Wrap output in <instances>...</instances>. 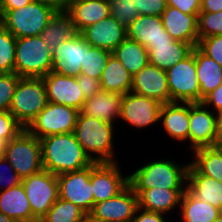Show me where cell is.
I'll return each mask as SVG.
<instances>
[{"label":"cell","mask_w":222,"mask_h":222,"mask_svg":"<svg viewBox=\"0 0 222 222\" xmlns=\"http://www.w3.org/2000/svg\"><path fill=\"white\" fill-rule=\"evenodd\" d=\"M43 170L55 175L84 169L94 162L77 141L74 132L40 139Z\"/></svg>","instance_id":"cell-1"},{"label":"cell","mask_w":222,"mask_h":222,"mask_svg":"<svg viewBox=\"0 0 222 222\" xmlns=\"http://www.w3.org/2000/svg\"><path fill=\"white\" fill-rule=\"evenodd\" d=\"M189 164L166 158L149 161L128 175V185L137 195L151 188L186 189Z\"/></svg>","instance_id":"cell-2"},{"label":"cell","mask_w":222,"mask_h":222,"mask_svg":"<svg viewBox=\"0 0 222 222\" xmlns=\"http://www.w3.org/2000/svg\"><path fill=\"white\" fill-rule=\"evenodd\" d=\"M114 127L113 124L78 113L74 134L93 162H118L114 153Z\"/></svg>","instance_id":"cell-3"},{"label":"cell","mask_w":222,"mask_h":222,"mask_svg":"<svg viewBox=\"0 0 222 222\" xmlns=\"http://www.w3.org/2000/svg\"><path fill=\"white\" fill-rule=\"evenodd\" d=\"M52 51L42 37L16 38L15 73L20 77L42 78L52 70Z\"/></svg>","instance_id":"cell-4"},{"label":"cell","mask_w":222,"mask_h":222,"mask_svg":"<svg viewBox=\"0 0 222 222\" xmlns=\"http://www.w3.org/2000/svg\"><path fill=\"white\" fill-rule=\"evenodd\" d=\"M55 13L53 8L32 1L15 10H0V23L15 38L39 36Z\"/></svg>","instance_id":"cell-5"},{"label":"cell","mask_w":222,"mask_h":222,"mask_svg":"<svg viewBox=\"0 0 222 222\" xmlns=\"http://www.w3.org/2000/svg\"><path fill=\"white\" fill-rule=\"evenodd\" d=\"M3 155L21 179L43 170L40 139L26 129L4 145Z\"/></svg>","instance_id":"cell-6"},{"label":"cell","mask_w":222,"mask_h":222,"mask_svg":"<svg viewBox=\"0 0 222 222\" xmlns=\"http://www.w3.org/2000/svg\"><path fill=\"white\" fill-rule=\"evenodd\" d=\"M47 103L46 87L42 78L20 77L9 112L25 129Z\"/></svg>","instance_id":"cell-7"},{"label":"cell","mask_w":222,"mask_h":222,"mask_svg":"<svg viewBox=\"0 0 222 222\" xmlns=\"http://www.w3.org/2000/svg\"><path fill=\"white\" fill-rule=\"evenodd\" d=\"M170 103H199L200 85L198 82L195 47L192 52L173 67L166 70Z\"/></svg>","instance_id":"cell-8"},{"label":"cell","mask_w":222,"mask_h":222,"mask_svg":"<svg viewBox=\"0 0 222 222\" xmlns=\"http://www.w3.org/2000/svg\"><path fill=\"white\" fill-rule=\"evenodd\" d=\"M21 183L32 209V222H40L59 199L57 175L42 170L22 179Z\"/></svg>","instance_id":"cell-9"},{"label":"cell","mask_w":222,"mask_h":222,"mask_svg":"<svg viewBox=\"0 0 222 222\" xmlns=\"http://www.w3.org/2000/svg\"><path fill=\"white\" fill-rule=\"evenodd\" d=\"M78 113L79 111L73 107L48 102L25 129L38 139L72 133L75 130Z\"/></svg>","instance_id":"cell-10"},{"label":"cell","mask_w":222,"mask_h":222,"mask_svg":"<svg viewBox=\"0 0 222 222\" xmlns=\"http://www.w3.org/2000/svg\"><path fill=\"white\" fill-rule=\"evenodd\" d=\"M91 165L73 172L57 176L59 198L72 202L89 215L94 208Z\"/></svg>","instance_id":"cell-11"},{"label":"cell","mask_w":222,"mask_h":222,"mask_svg":"<svg viewBox=\"0 0 222 222\" xmlns=\"http://www.w3.org/2000/svg\"><path fill=\"white\" fill-rule=\"evenodd\" d=\"M162 103L134 92L124 94L119 120L135 129H145L158 123Z\"/></svg>","instance_id":"cell-12"},{"label":"cell","mask_w":222,"mask_h":222,"mask_svg":"<svg viewBox=\"0 0 222 222\" xmlns=\"http://www.w3.org/2000/svg\"><path fill=\"white\" fill-rule=\"evenodd\" d=\"M138 207V195L128 185L117 196L96 203L88 216L97 222H132Z\"/></svg>","instance_id":"cell-13"},{"label":"cell","mask_w":222,"mask_h":222,"mask_svg":"<svg viewBox=\"0 0 222 222\" xmlns=\"http://www.w3.org/2000/svg\"><path fill=\"white\" fill-rule=\"evenodd\" d=\"M118 162L96 163L91 165V183L96 203L117 196L128 186V175L123 176Z\"/></svg>","instance_id":"cell-14"},{"label":"cell","mask_w":222,"mask_h":222,"mask_svg":"<svg viewBox=\"0 0 222 222\" xmlns=\"http://www.w3.org/2000/svg\"><path fill=\"white\" fill-rule=\"evenodd\" d=\"M189 149L216 146V113L203 102L189 103Z\"/></svg>","instance_id":"cell-15"},{"label":"cell","mask_w":222,"mask_h":222,"mask_svg":"<svg viewBox=\"0 0 222 222\" xmlns=\"http://www.w3.org/2000/svg\"><path fill=\"white\" fill-rule=\"evenodd\" d=\"M85 38L81 33L63 41L54 51H52V70L51 72L60 75L77 77L85 58Z\"/></svg>","instance_id":"cell-16"},{"label":"cell","mask_w":222,"mask_h":222,"mask_svg":"<svg viewBox=\"0 0 222 222\" xmlns=\"http://www.w3.org/2000/svg\"><path fill=\"white\" fill-rule=\"evenodd\" d=\"M42 79L46 87L48 102L70 106L78 111L81 109L85 99L77 77L50 72Z\"/></svg>","instance_id":"cell-17"},{"label":"cell","mask_w":222,"mask_h":222,"mask_svg":"<svg viewBox=\"0 0 222 222\" xmlns=\"http://www.w3.org/2000/svg\"><path fill=\"white\" fill-rule=\"evenodd\" d=\"M131 92L156 99L162 104L170 103L166 71L150 64L144 66L133 76Z\"/></svg>","instance_id":"cell-18"},{"label":"cell","mask_w":222,"mask_h":222,"mask_svg":"<svg viewBox=\"0 0 222 222\" xmlns=\"http://www.w3.org/2000/svg\"><path fill=\"white\" fill-rule=\"evenodd\" d=\"M81 35L92 47L113 52L127 38V28L110 15L85 28Z\"/></svg>","instance_id":"cell-19"},{"label":"cell","mask_w":222,"mask_h":222,"mask_svg":"<svg viewBox=\"0 0 222 222\" xmlns=\"http://www.w3.org/2000/svg\"><path fill=\"white\" fill-rule=\"evenodd\" d=\"M166 32L177 41L198 45V14H184L178 8L166 6L161 15Z\"/></svg>","instance_id":"cell-20"},{"label":"cell","mask_w":222,"mask_h":222,"mask_svg":"<svg viewBox=\"0 0 222 222\" xmlns=\"http://www.w3.org/2000/svg\"><path fill=\"white\" fill-rule=\"evenodd\" d=\"M127 38L148 47L175 41L165 30L161 16L139 15L127 27Z\"/></svg>","instance_id":"cell-21"},{"label":"cell","mask_w":222,"mask_h":222,"mask_svg":"<svg viewBox=\"0 0 222 222\" xmlns=\"http://www.w3.org/2000/svg\"><path fill=\"white\" fill-rule=\"evenodd\" d=\"M123 97L120 93L101 90L83 102L79 113L115 125L120 118Z\"/></svg>","instance_id":"cell-22"},{"label":"cell","mask_w":222,"mask_h":222,"mask_svg":"<svg viewBox=\"0 0 222 222\" xmlns=\"http://www.w3.org/2000/svg\"><path fill=\"white\" fill-rule=\"evenodd\" d=\"M161 125L168 137L177 142H189V103L171 102L163 104L160 110Z\"/></svg>","instance_id":"cell-23"},{"label":"cell","mask_w":222,"mask_h":222,"mask_svg":"<svg viewBox=\"0 0 222 222\" xmlns=\"http://www.w3.org/2000/svg\"><path fill=\"white\" fill-rule=\"evenodd\" d=\"M72 19L75 30L81 33L88 26L111 15L109 0L70 1L66 11Z\"/></svg>","instance_id":"cell-24"},{"label":"cell","mask_w":222,"mask_h":222,"mask_svg":"<svg viewBox=\"0 0 222 222\" xmlns=\"http://www.w3.org/2000/svg\"><path fill=\"white\" fill-rule=\"evenodd\" d=\"M196 198L222 210V182L202 175L191 163L187 171V187Z\"/></svg>","instance_id":"cell-25"},{"label":"cell","mask_w":222,"mask_h":222,"mask_svg":"<svg viewBox=\"0 0 222 222\" xmlns=\"http://www.w3.org/2000/svg\"><path fill=\"white\" fill-rule=\"evenodd\" d=\"M189 43L173 41L161 44H149L147 47L149 64L167 70L186 58L193 50Z\"/></svg>","instance_id":"cell-26"},{"label":"cell","mask_w":222,"mask_h":222,"mask_svg":"<svg viewBox=\"0 0 222 222\" xmlns=\"http://www.w3.org/2000/svg\"><path fill=\"white\" fill-rule=\"evenodd\" d=\"M185 189L151 188L138 195L139 207L164 215L180 207L181 196Z\"/></svg>","instance_id":"cell-27"},{"label":"cell","mask_w":222,"mask_h":222,"mask_svg":"<svg viewBox=\"0 0 222 222\" xmlns=\"http://www.w3.org/2000/svg\"><path fill=\"white\" fill-rule=\"evenodd\" d=\"M0 212L17 222H32V209L22 183L0 191Z\"/></svg>","instance_id":"cell-28"},{"label":"cell","mask_w":222,"mask_h":222,"mask_svg":"<svg viewBox=\"0 0 222 222\" xmlns=\"http://www.w3.org/2000/svg\"><path fill=\"white\" fill-rule=\"evenodd\" d=\"M195 62L200 85V102L222 84V66L195 46Z\"/></svg>","instance_id":"cell-29"},{"label":"cell","mask_w":222,"mask_h":222,"mask_svg":"<svg viewBox=\"0 0 222 222\" xmlns=\"http://www.w3.org/2000/svg\"><path fill=\"white\" fill-rule=\"evenodd\" d=\"M180 208V209H179ZM179 214L182 222H213L222 210L196 198L187 188L181 196Z\"/></svg>","instance_id":"cell-30"},{"label":"cell","mask_w":222,"mask_h":222,"mask_svg":"<svg viewBox=\"0 0 222 222\" xmlns=\"http://www.w3.org/2000/svg\"><path fill=\"white\" fill-rule=\"evenodd\" d=\"M132 79L122 63L111 54L100 77L101 90L124 95L131 91Z\"/></svg>","instance_id":"cell-31"},{"label":"cell","mask_w":222,"mask_h":222,"mask_svg":"<svg viewBox=\"0 0 222 222\" xmlns=\"http://www.w3.org/2000/svg\"><path fill=\"white\" fill-rule=\"evenodd\" d=\"M190 162L202 175L222 182V146L200 147L192 151Z\"/></svg>","instance_id":"cell-32"},{"label":"cell","mask_w":222,"mask_h":222,"mask_svg":"<svg viewBox=\"0 0 222 222\" xmlns=\"http://www.w3.org/2000/svg\"><path fill=\"white\" fill-rule=\"evenodd\" d=\"M112 54L122 63L132 77L149 64L147 48L128 38L124 39Z\"/></svg>","instance_id":"cell-33"},{"label":"cell","mask_w":222,"mask_h":222,"mask_svg":"<svg viewBox=\"0 0 222 222\" xmlns=\"http://www.w3.org/2000/svg\"><path fill=\"white\" fill-rule=\"evenodd\" d=\"M77 34L71 16L67 12H56L41 33L43 41L54 51L63 41Z\"/></svg>","instance_id":"cell-34"},{"label":"cell","mask_w":222,"mask_h":222,"mask_svg":"<svg viewBox=\"0 0 222 222\" xmlns=\"http://www.w3.org/2000/svg\"><path fill=\"white\" fill-rule=\"evenodd\" d=\"M87 216L74 203L59 198L40 222H85Z\"/></svg>","instance_id":"cell-35"},{"label":"cell","mask_w":222,"mask_h":222,"mask_svg":"<svg viewBox=\"0 0 222 222\" xmlns=\"http://www.w3.org/2000/svg\"><path fill=\"white\" fill-rule=\"evenodd\" d=\"M112 52L85 44L84 67L80 74L100 79Z\"/></svg>","instance_id":"cell-36"},{"label":"cell","mask_w":222,"mask_h":222,"mask_svg":"<svg viewBox=\"0 0 222 222\" xmlns=\"http://www.w3.org/2000/svg\"><path fill=\"white\" fill-rule=\"evenodd\" d=\"M16 38L0 23V71L15 72Z\"/></svg>","instance_id":"cell-37"},{"label":"cell","mask_w":222,"mask_h":222,"mask_svg":"<svg viewBox=\"0 0 222 222\" xmlns=\"http://www.w3.org/2000/svg\"><path fill=\"white\" fill-rule=\"evenodd\" d=\"M199 40L210 36L222 35V11L200 12L198 14Z\"/></svg>","instance_id":"cell-38"},{"label":"cell","mask_w":222,"mask_h":222,"mask_svg":"<svg viewBox=\"0 0 222 222\" xmlns=\"http://www.w3.org/2000/svg\"><path fill=\"white\" fill-rule=\"evenodd\" d=\"M109 2L111 16L126 28L139 16L135 0H109Z\"/></svg>","instance_id":"cell-39"},{"label":"cell","mask_w":222,"mask_h":222,"mask_svg":"<svg viewBox=\"0 0 222 222\" xmlns=\"http://www.w3.org/2000/svg\"><path fill=\"white\" fill-rule=\"evenodd\" d=\"M20 76L15 72L0 76V112L9 111Z\"/></svg>","instance_id":"cell-40"},{"label":"cell","mask_w":222,"mask_h":222,"mask_svg":"<svg viewBox=\"0 0 222 222\" xmlns=\"http://www.w3.org/2000/svg\"><path fill=\"white\" fill-rule=\"evenodd\" d=\"M24 127L9 111L0 112V142L4 145L15 138Z\"/></svg>","instance_id":"cell-41"},{"label":"cell","mask_w":222,"mask_h":222,"mask_svg":"<svg viewBox=\"0 0 222 222\" xmlns=\"http://www.w3.org/2000/svg\"><path fill=\"white\" fill-rule=\"evenodd\" d=\"M197 47L222 66V35L200 39Z\"/></svg>","instance_id":"cell-42"},{"label":"cell","mask_w":222,"mask_h":222,"mask_svg":"<svg viewBox=\"0 0 222 222\" xmlns=\"http://www.w3.org/2000/svg\"><path fill=\"white\" fill-rule=\"evenodd\" d=\"M21 182H22V179L15 172L14 168L11 166L9 161L5 158L4 155L1 156L0 157V191L7 190L11 187L17 186Z\"/></svg>","instance_id":"cell-43"},{"label":"cell","mask_w":222,"mask_h":222,"mask_svg":"<svg viewBox=\"0 0 222 222\" xmlns=\"http://www.w3.org/2000/svg\"><path fill=\"white\" fill-rule=\"evenodd\" d=\"M139 15L161 16L166 9V0H135Z\"/></svg>","instance_id":"cell-44"},{"label":"cell","mask_w":222,"mask_h":222,"mask_svg":"<svg viewBox=\"0 0 222 222\" xmlns=\"http://www.w3.org/2000/svg\"><path fill=\"white\" fill-rule=\"evenodd\" d=\"M77 82L84 94L85 100L87 98H91L101 91L100 79L93 78L84 74H79L77 76Z\"/></svg>","instance_id":"cell-45"},{"label":"cell","mask_w":222,"mask_h":222,"mask_svg":"<svg viewBox=\"0 0 222 222\" xmlns=\"http://www.w3.org/2000/svg\"><path fill=\"white\" fill-rule=\"evenodd\" d=\"M167 6L178 8L184 14H199L201 0H166Z\"/></svg>","instance_id":"cell-46"},{"label":"cell","mask_w":222,"mask_h":222,"mask_svg":"<svg viewBox=\"0 0 222 222\" xmlns=\"http://www.w3.org/2000/svg\"><path fill=\"white\" fill-rule=\"evenodd\" d=\"M132 222H167L166 215L137 208Z\"/></svg>","instance_id":"cell-47"},{"label":"cell","mask_w":222,"mask_h":222,"mask_svg":"<svg viewBox=\"0 0 222 222\" xmlns=\"http://www.w3.org/2000/svg\"><path fill=\"white\" fill-rule=\"evenodd\" d=\"M203 103L213 112L217 113L222 110V84L212 91L203 100Z\"/></svg>","instance_id":"cell-48"},{"label":"cell","mask_w":222,"mask_h":222,"mask_svg":"<svg viewBox=\"0 0 222 222\" xmlns=\"http://www.w3.org/2000/svg\"><path fill=\"white\" fill-rule=\"evenodd\" d=\"M53 8L56 12H66L71 0H32Z\"/></svg>","instance_id":"cell-49"},{"label":"cell","mask_w":222,"mask_h":222,"mask_svg":"<svg viewBox=\"0 0 222 222\" xmlns=\"http://www.w3.org/2000/svg\"><path fill=\"white\" fill-rule=\"evenodd\" d=\"M31 2L32 0H0V10H15Z\"/></svg>","instance_id":"cell-50"},{"label":"cell","mask_w":222,"mask_h":222,"mask_svg":"<svg viewBox=\"0 0 222 222\" xmlns=\"http://www.w3.org/2000/svg\"><path fill=\"white\" fill-rule=\"evenodd\" d=\"M222 11V0H201L200 12Z\"/></svg>","instance_id":"cell-51"},{"label":"cell","mask_w":222,"mask_h":222,"mask_svg":"<svg viewBox=\"0 0 222 222\" xmlns=\"http://www.w3.org/2000/svg\"><path fill=\"white\" fill-rule=\"evenodd\" d=\"M216 146L222 145V110L216 113Z\"/></svg>","instance_id":"cell-52"},{"label":"cell","mask_w":222,"mask_h":222,"mask_svg":"<svg viewBox=\"0 0 222 222\" xmlns=\"http://www.w3.org/2000/svg\"><path fill=\"white\" fill-rule=\"evenodd\" d=\"M0 222H17L16 220L6 216L2 212H0Z\"/></svg>","instance_id":"cell-53"},{"label":"cell","mask_w":222,"mask_h":222,"mask_svg":"<svg viewBox=\"0 0 222 222\" xmlns=\"http://www.w3.org/2000/svg\"><path fill=\"white\" fill-rule=\"evenodd\" d=\"M4 144L0 142V157L3 156Z\"/></svg>","instance_id":"cell-54"},{"label":"cell","mask_w":222,"mask_h":222,"mask_svg":"<svg viewBox=\"0 0 222 222\" xmlns=\"http://www.w3.org/2000/svg\"><path fill=\"white\" fill-rule=\"evenodd\" d=\"M213 222H222V213H221V215H220L218 218H216Z\"/></svg>","instance_id":"cell-55"},{"label":"cell","mask_w":222,"mask_h":222,"mask_svg":"<svg viewBox=\"0 0 222 222\" xmlns=\"http://www.w3.org/2000/svg\"><path fill=\"white\" fill-rule=\"evenodd\" d=\"M85 222H97V221H95V220L91 219L89 216H87Z\"/></svg>","instance_id":"cell-56"}]
</instances>
